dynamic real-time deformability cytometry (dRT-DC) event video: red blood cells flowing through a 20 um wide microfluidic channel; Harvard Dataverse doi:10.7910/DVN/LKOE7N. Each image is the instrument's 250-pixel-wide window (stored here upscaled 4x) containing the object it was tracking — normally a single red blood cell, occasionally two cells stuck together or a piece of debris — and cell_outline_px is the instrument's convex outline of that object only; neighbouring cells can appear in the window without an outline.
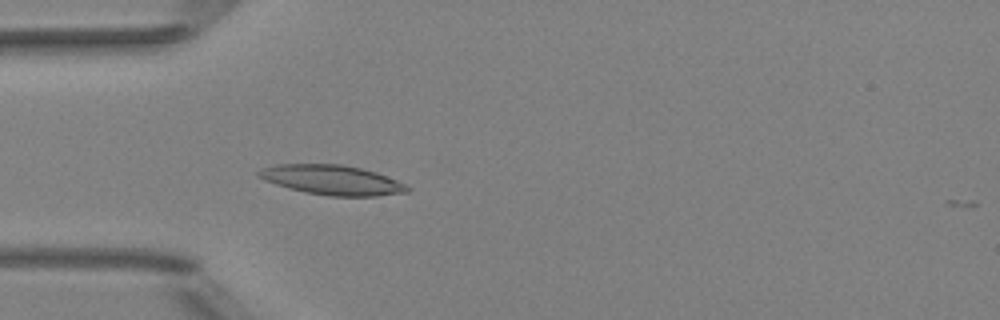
{"species": "Egyptian fruit bat (a non-hibernating species)", "species_latin": "Rousettus aegyptiacus", "temperature_condition": "room temperature", "stored_images_in_passage": 52, "camera_frame_rate_fps": 3000, "um_per_image_px": 0.085, "animal": {"sex": "female"}, "frame": {"image": 1, "passage_image": 16, "time_ms": 5.0, "image_size_px": [1000, 320], "cell_outline_px": [[412, 188], [408, 192], [376, 196], [328, 196], [304, 192], [288, 188], [264, 180], [256, 176], [256, 172], [260, 168], [276, 164], [344, 164], [376, 172], [396, 180]], "centroid_in_image_um": [28.19, 15.29], "position_along_channel_um": 56.8, "area_um2": 25.89}}
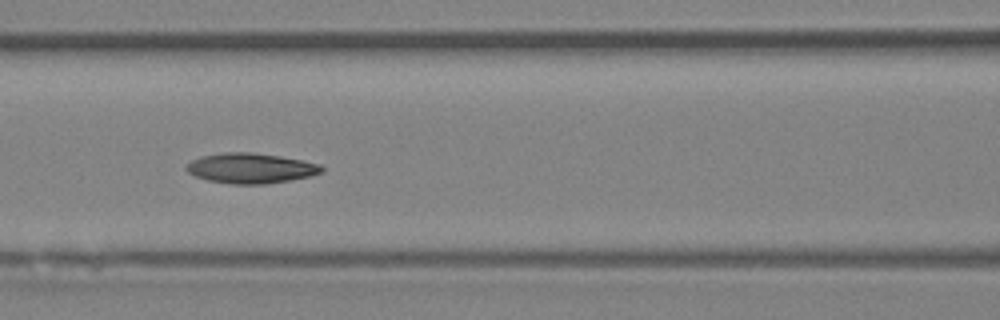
{"frame": {"image": 2, "passage_image": 23, "time_ms": 7.333, "image_size_px": [1000, 320], "cell_outline_px": [[324, 172], [312, 176], [268, 184], [232, 184], [208, 180], [196, 176], [188, 172], [184, 168], [192, 160], [200, 156], [224, 152], [252, 152], [280, 156], [304, 160], [320, 164], [324, 168]], "centroid_in_image_um": [21.35, 14.29], "position_along_channel_um": 145.2, "area_um2": 23.99}}
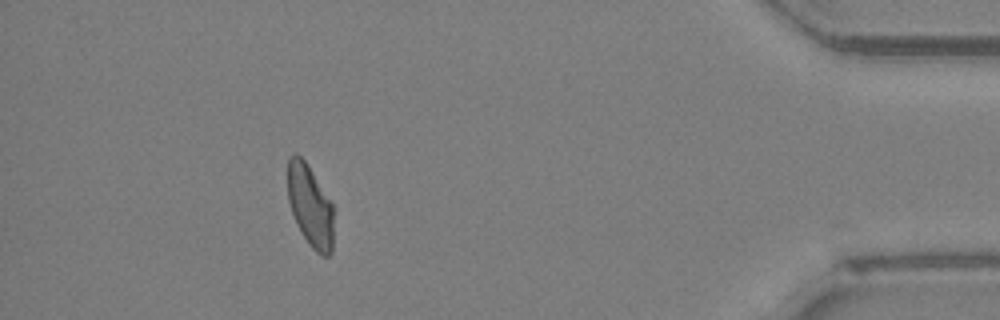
{"frame": {"image": 3, "passage_image": 47, "time_ms": 15.333, "image_size_px": [1000, 320], "cell_outline_px": [[332, 252], [328, 256], [320, 256], [308, 244], [296, 224], [288, 200], [288, 156], [296, 152], [304, 160], [332, 204]], "centroid_in_image_um": [26.34, 17.52], "position_along_channel_um": 408.9, "area_um2": 21.62}, "authors_computed_cell_mechanics": {"area_um2": 23.4668, "velocity_mm_per_s": 3.9982, "shape_relaxation_time_tau1_ms": 5.1955, "shape_relaxation_time_tau2_ms": 8.5714, "deformation_change_tau1": 0.1456, "deformation_change_tau2": 0.1503}}